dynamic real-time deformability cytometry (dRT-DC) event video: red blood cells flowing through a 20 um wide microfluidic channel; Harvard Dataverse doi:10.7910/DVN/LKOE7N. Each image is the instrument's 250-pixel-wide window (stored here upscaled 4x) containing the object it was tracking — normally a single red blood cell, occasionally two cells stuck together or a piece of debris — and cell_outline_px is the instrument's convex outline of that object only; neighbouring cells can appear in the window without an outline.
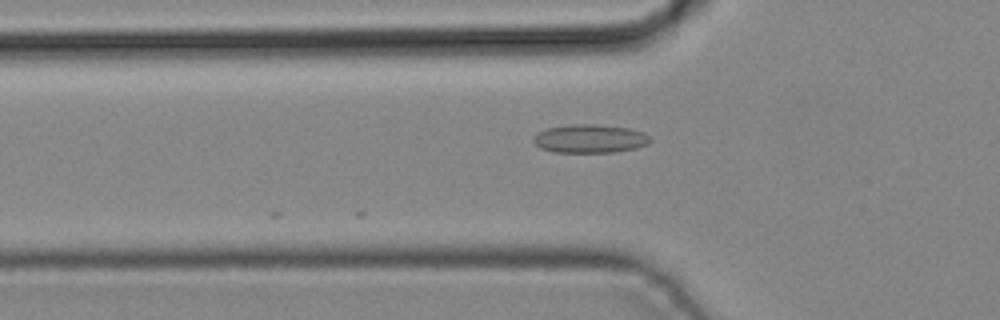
{"species": "common noctule bat (a hibernating species)", "species_latin": "Nyctalus noctula", "temperature_condition": "cold", "stored_images_in_passage": 37, "camera_frame_rate_fps": 3000, "um_per_image_px": 0.085, "animal": {"sex": "male", "body_mass_g": 19.2, "forearm_length_mm": 51.8}, "frame": {"image": 1, "passage_image": 8, "time_ms": 2.333, "image_size_px": [1000, 320], "cell_outline_px": [[652, 140], [648, 144], [636, 148], [616, 152], [552, 152], [540, 148], [532, 140], [532, 136], [548, 128], [576, 124], [596, 124], [632, 128], [644, 132]], "centroid_in_image_um": [50.17, 11.79], "position_along_channel_um": 75.6, "area_um2": 19.48}}
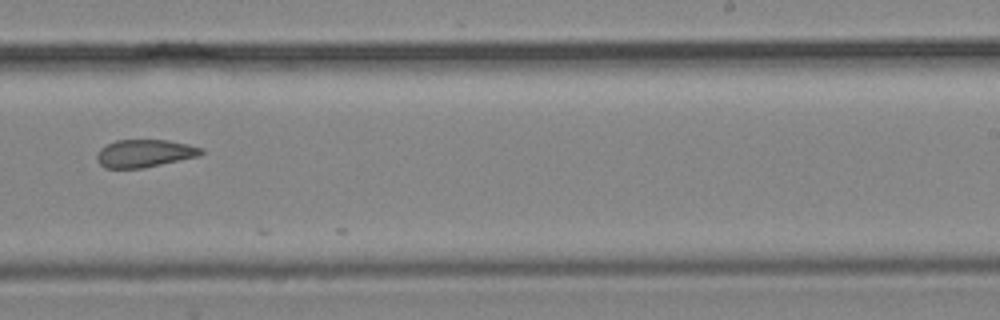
{"frame": {"image": 2, "passage_image": 21, "time_ms": 6.667, "image_size_px": [1000, 320], "cell_outline_px": [[204, 152], [200, 156], [144, 168], [104, 168], [96, 160], [96, 156], [100, 148], [116, 140], [168, 140], [188, 144], [204, 148]], "centroid_in_image_um": [12.31, 13.04], "position_along_channel_um": 276.7, "area_um2": 16.99}}
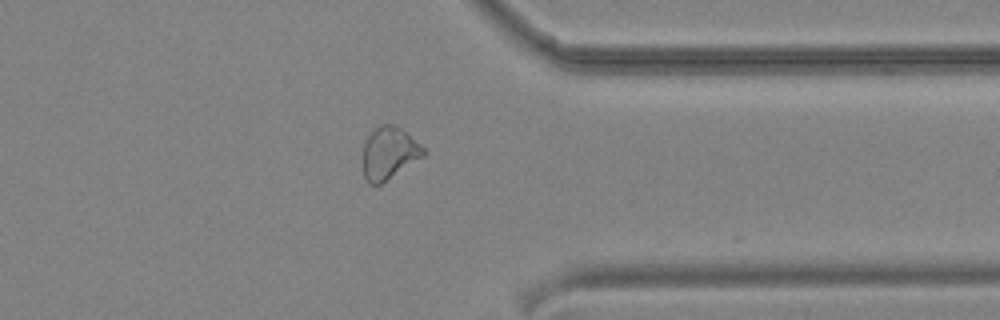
{"frame": {"image": 3, "passage_image": 28, "time_ms": 9.0, "image_size_px": [1000, 320], "cell_outline_px": [[428, 152], [424, 156], [380, 184], [368, 184], [364, 176], [364, 144], [368, 136], [380, 124], [396, 124], [424, 148]], "centroid_in_image_um": [33.08, 13.0], "position_along_channel_um": 378.3, "area_um2": 18.15}}